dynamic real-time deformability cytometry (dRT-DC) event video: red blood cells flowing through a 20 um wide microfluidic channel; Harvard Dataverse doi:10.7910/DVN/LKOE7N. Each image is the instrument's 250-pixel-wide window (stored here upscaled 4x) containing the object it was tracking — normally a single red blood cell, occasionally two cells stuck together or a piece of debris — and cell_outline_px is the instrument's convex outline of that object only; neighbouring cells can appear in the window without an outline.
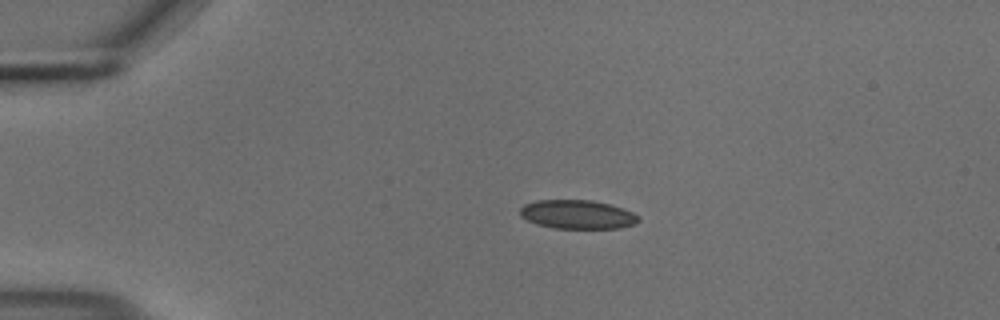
{"species": "common noctule bat (a hibernating species)", "species_latin": "Nyctalus noctula", "temperature_condition": "cold", "stored_images_in_passage": 44, "camera_frame_rate_fps": 3000, "um_per_image_px": 0.085, "animal": {"sex": "male", "body_mass_g": 18.8}, "frame": {"image": 1, "passage_image": 1, "time_ms": 0.0, "image_size_px": [1000, 320], "cell_outline_px": [[640, 220], [636, 224], [620, 228], [556, 228], [536, 224], [520, 216], [520, 208], [524, 204], [536, 200], [592, 200], [624, 208], [640, 216]], "centroid_in_image_um": [49.1, 18.22], "position_along_channel_um": 35.9, "area_um2": 20.0}}
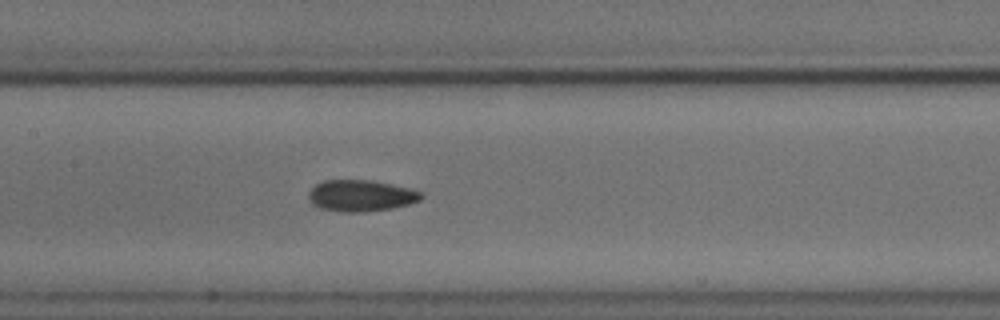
{"frame": {"image": 2, "passage_image": 16, "time_ms": 5.0, "image_size_px": [1000, 320], "cell_outline_px": [[424, 196], [420, 200], [408, 204], [392, 208], [364, 212], [344, 212], [320, 208], [312, 204], [308, 200], [308, 192], [316, 184], [324, 180], [372, 180], [412, 188], [424, 192]], "centroid_in_image_um": [30.7, 16.62], "position_along_channel_um": 176.7, "area_um2": 20.87}}
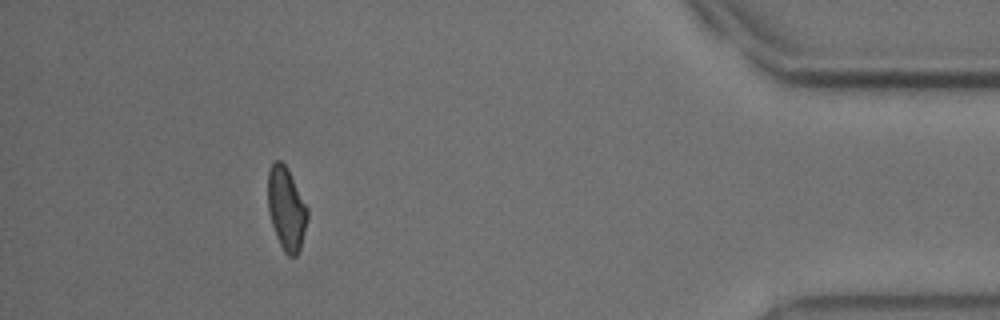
{"frame": {"image": 3, "passage_image": 39, "time_ms": 12.667, "image_size_px": [1000, 320], "cell_outline_px": [[308, 216], [300, 248], [296, 256], [288, 256], [284, 252], [276, 236], [268, 212], [268, 172], [272, 164], [276, 160], [280, 160], [284, 164], [308, 208]], "centroid_in_image_um": [24.33, 17.76], "position_along_channel_um": 410.9, "area_um2": 18.79}, "authors_computed_cell_mechanics": {"area_um2": 19.7965, "velocity_mm_per_s": 3.702, "shape_relaxation_time_tau1_ms": 7.7545, "shape_relaxation_time_tau2_ms": 6.0875, "deformation_change_tau1": 0.1269, "deformation_change_tau2": 0.101}}